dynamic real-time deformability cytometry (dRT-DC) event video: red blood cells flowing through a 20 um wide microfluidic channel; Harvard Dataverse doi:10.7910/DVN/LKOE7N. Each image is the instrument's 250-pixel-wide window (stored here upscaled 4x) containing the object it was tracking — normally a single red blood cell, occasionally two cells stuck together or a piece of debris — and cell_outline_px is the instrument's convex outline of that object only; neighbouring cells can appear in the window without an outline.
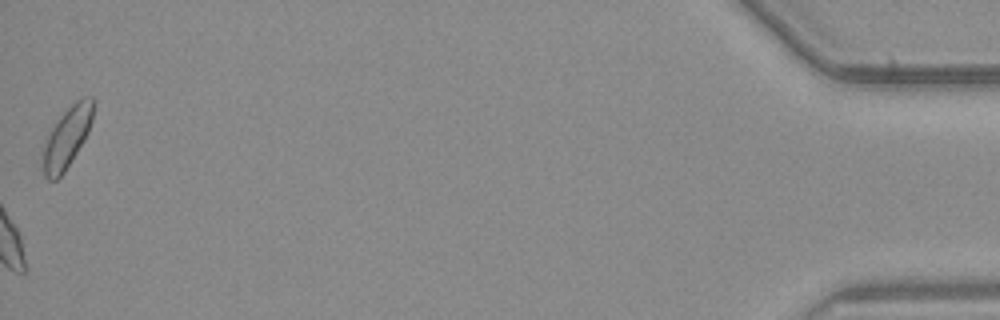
{"species": "common noctule bat (a hibernating species)", "species_latin": "Nyctalus noctula", "temperature_condition": "warm", "stored_images_in_passage": 42, "camera_frame_rate_fps": 3000, "um_per_image_px": 0.085, "animal": {"sex": "male", "body_mass_g": 23.1, "forearm_length_mm": 52.7}, "frame": {"image": 1, "passage_image": 42, "time_ms": 13.667, "image_size_px": [1000, 320], "cell_outline_px": [[92, 120], [88, 132], [84, 140], [64, 172], [56, 180], [48, 180], [44, 176], [44, 144], [56, 120], [80, 96], [92, 96]], "centroid_in_image_um": [5.7, 11.66], "position_along_channel_um": 429.5, "area_um2": 17.34}}